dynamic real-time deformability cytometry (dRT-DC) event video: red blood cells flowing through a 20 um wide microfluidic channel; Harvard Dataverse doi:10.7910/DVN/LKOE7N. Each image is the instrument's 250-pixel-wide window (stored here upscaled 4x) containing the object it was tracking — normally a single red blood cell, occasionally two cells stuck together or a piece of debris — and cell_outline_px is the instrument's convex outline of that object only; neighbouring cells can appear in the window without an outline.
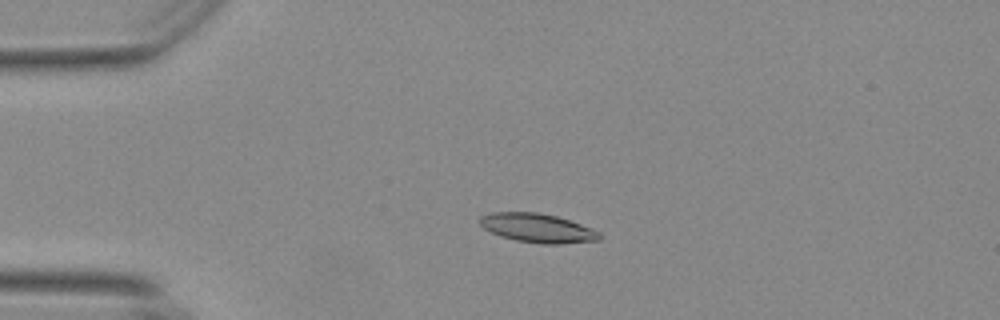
{"species": "Egyptian fruit bat (a non-hibernating species)", "species_latin": "Rousettus aegyptiacus", "temperature_condition": "warm", "stored_images_in_passage": 57, "camera_frame_rate_fps": 3000, "um_per_image_px": 0.085, "animal": {"sex": "female"}, "frame": {"image": 1, "passage_image": 14, "time_ms": 4.333, "image_size_px": [1000, 320], "cell_outline_px": [[600, 240], [560, 244], [540, 244], [516, 240], [500, 236], [484, 228], [480, 224], [480, 216], [492, 212], [536, 212], [556, 216], [580, 224], [600, 232]], "centroid_in_image_um": [45.68, 19.39], "position_along_channel_um": 39.3, "area_um2": 20.06}}
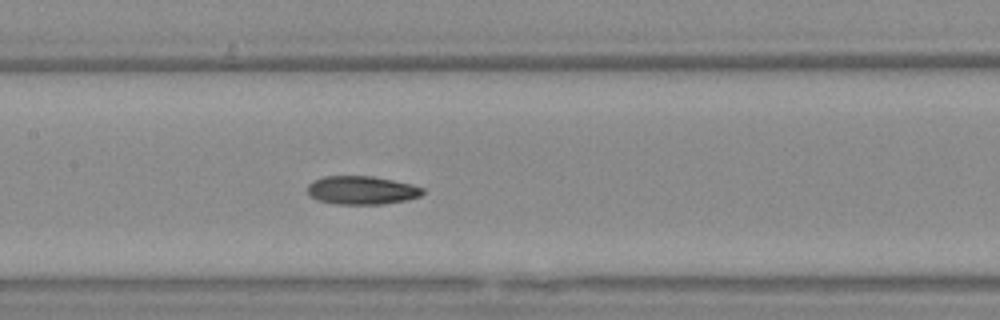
{"frame": {"image": 2, "passage_image": 28, "time_ms": 9.0, "image_size_px": [1000, 320], "cell_outline_px": [[424, 192], [420, 196], [408, 200], [384, 204], [336, 204], [316, 200], [308, 196], [308, 184], [324, 176], [372, 176], [392, 180], [424, 188]], "centroid_in_image_um": [30.73, 16.18], "position_along_channel_um": 176.7, "area_um2": 19.07}}
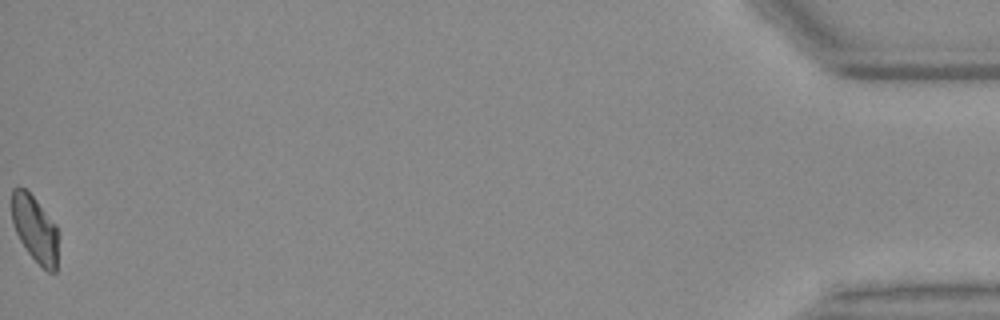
{"frame": {"image": 3, "passage_image": 57, "time_ms": 18.667, "image_size_px": [1000, 320], "cell_outline_px": [[56, 272], [48, 272], [28, 252], [20, 240], [12, 224], [12, 188], [24, 188], [36, 200], [56, 224]], "centroid_in_image_um": [2.94, 19.43], "position_along_channel_um": 432.3, "area_um2": 17.46}, "authors_computed_cell_mechanics": {"area_um2": 19.074, "velocity_mm_per_s": 3.6765, "shape_relaxation_time_tau1_ms": null, "shape_relaxation_time_tau2_ms": 2.2815, "deformation_change_tau1": null, "deformation_change_tau2": 0.0792}}